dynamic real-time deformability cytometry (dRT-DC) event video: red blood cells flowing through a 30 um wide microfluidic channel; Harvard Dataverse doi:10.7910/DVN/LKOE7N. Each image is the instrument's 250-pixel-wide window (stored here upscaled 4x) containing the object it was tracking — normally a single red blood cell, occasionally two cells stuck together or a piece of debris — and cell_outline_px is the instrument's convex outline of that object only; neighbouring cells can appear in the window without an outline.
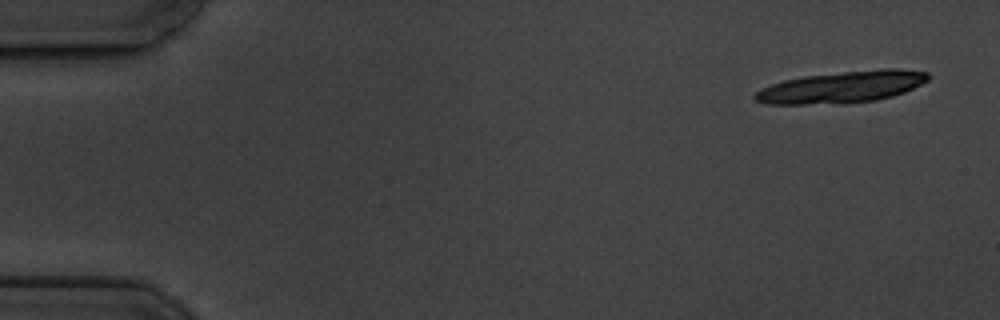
{"species": "common noctule bat (a hibernating species)", "species_latin": "Nyctalus noctula", "temperature_condition": "cold", "stored_images_in_passage": 7, "camera_frame_rate_fps": 3000, "um_per_image_px": 0.085, "animal": {"sex": "male", "body_mass_g": 19.5, "forearm_length_mm": 54.6}, "frame": {"image": 1, "passage_image": 1, "time_ms": 0.0, "image_size_px": [1000, 320], "cell_outline_px": [[932, 76], [928, 80], [904, 92], [892, 96], [876, 100], [844, 104], [768, 104], [756, 100], [752, 96], [760, 88], [784, 80], [804, 76], [884, 68], [896, 68], [928, 72]], "centroid_in_image_um": [71.57, 7.4], "position_along_channel_um": 13.4, "area_um2": 32.02}}
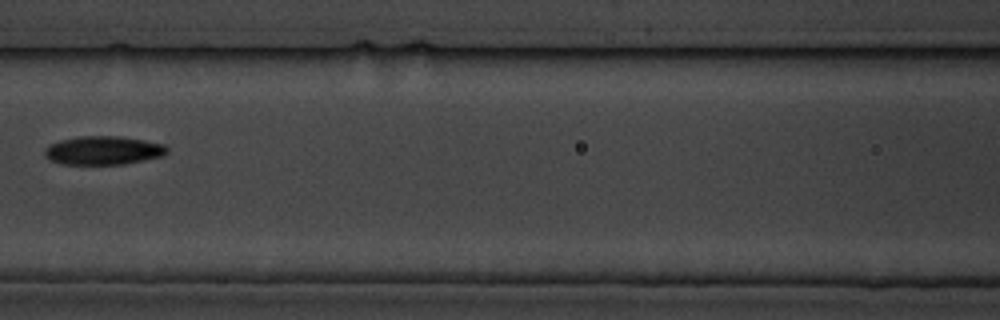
{"frame": {"image": 2, "passage_image": 7, "time_ms": 8.0, "image_size_px": [1000, 320], "cell_outline_px": [[168, 152], [164, 156], [124, 164], [64, 164], [52, 160], [44, 156], [44, 148], [60, 140], [80, 136], [120, 136], [144, 140], [164, 144], [168, 148]], "centroid_in_image_um": [8.81, 12.78], "position_along_channel_um": 157.8, "area_um2": 20.4}}